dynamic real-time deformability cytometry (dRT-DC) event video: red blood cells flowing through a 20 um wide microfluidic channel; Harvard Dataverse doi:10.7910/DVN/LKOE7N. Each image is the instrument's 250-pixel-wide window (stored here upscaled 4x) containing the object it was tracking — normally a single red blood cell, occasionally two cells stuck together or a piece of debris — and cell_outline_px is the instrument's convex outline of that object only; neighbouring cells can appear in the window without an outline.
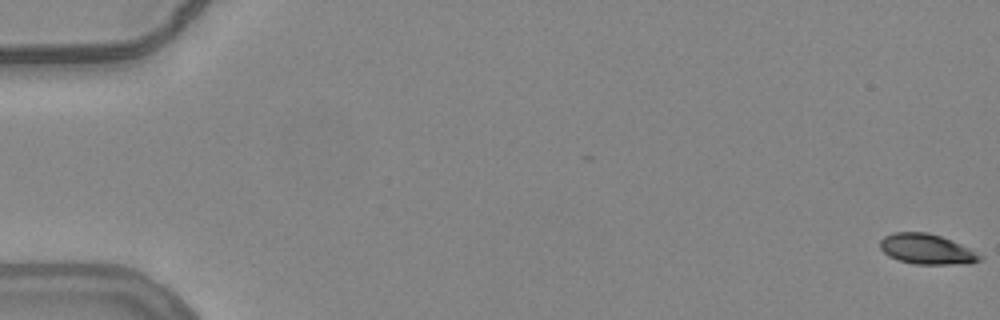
{"species": "common noctule bat (a hibernating species)", "species_latin": "Nyctalus noctula", "temperature_condition": "warm", "stored_images_in_passage": 56, "camera_frame_rate_fps": 3000, "um_per_image_px": 0.085, "animal": {"sex": "female", "body_mass_g": 24.6, "forearm_length_mm": 56.2}, "frame": {"image": 1, "passage_image": 1, "time_ms": 0.0, "image_size_px": [1000, 320], "cell_outline_px": [[984, 256], [980, 260], [972, 264], [916, 264], [900, 260], [888, 256], [880, 248], [880, 240], [884, 236], [892, 232], [928, 232], [952, 240]], "centroid_in_image_um": [78.78, 21.17], "position_along_channel_um": 6.2, "area_um2": 17.63}}
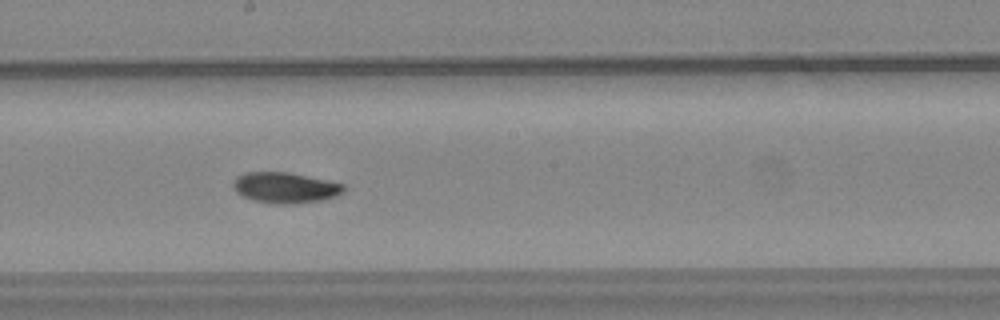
{"frame": {"image": 2, "passage_image": 32, "time_ms": 10.333, "image_size_px": [1000, 320], "cell_outline_px": [[344, 192], [336, 196], [320, 200], [292, 204], [272, 204], [252, 200], [236, 192], [232, 184], [236, 176], [244, 172], [288, 172], [344, 184]], "centroid_in_image_um": [24.2, 15.95], "position_along_channel_um": 224.0, "area_um2": 19.77}}
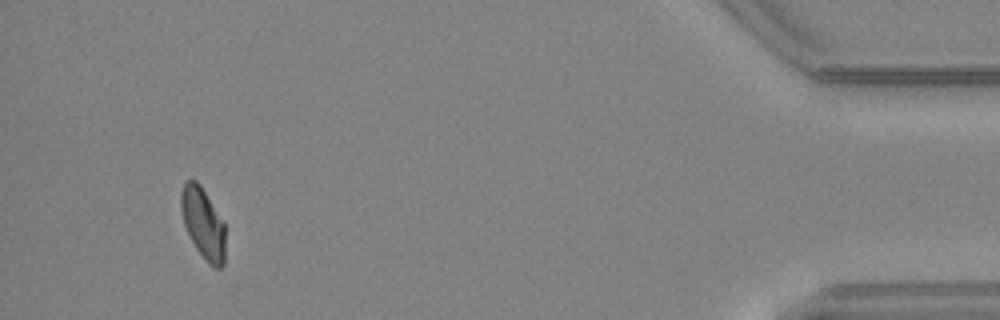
{"frame": {"image": 3, "passage_image": 53, "time_ms": 17.333, "image_size_px": [1000, 320], "cell_outline_px": [[224, 264], [220, 268], [216, 268], [208, 264], [196, 248], [184, 224], [180, 208], [180, 192], [184, 184], [188, 180], [196, 180], [200, 184], [224, 224]], "centroid_in_image_um": [17.24, 18.98], "position_along_channel_um": 418.0, "area_um2": 17.98}, "authors_computed_cell_mechanics": {"area_um2": 18.9006, "velocity_mm_per_s": 3.7896, "shape_relaxation_time_tau1_ms": 4.3287, "shape_relaxation_time_tau2_ms": 5.1312, "deformation_change_tau1": 0.153, "deformation_change_tau2": 0.0795}}